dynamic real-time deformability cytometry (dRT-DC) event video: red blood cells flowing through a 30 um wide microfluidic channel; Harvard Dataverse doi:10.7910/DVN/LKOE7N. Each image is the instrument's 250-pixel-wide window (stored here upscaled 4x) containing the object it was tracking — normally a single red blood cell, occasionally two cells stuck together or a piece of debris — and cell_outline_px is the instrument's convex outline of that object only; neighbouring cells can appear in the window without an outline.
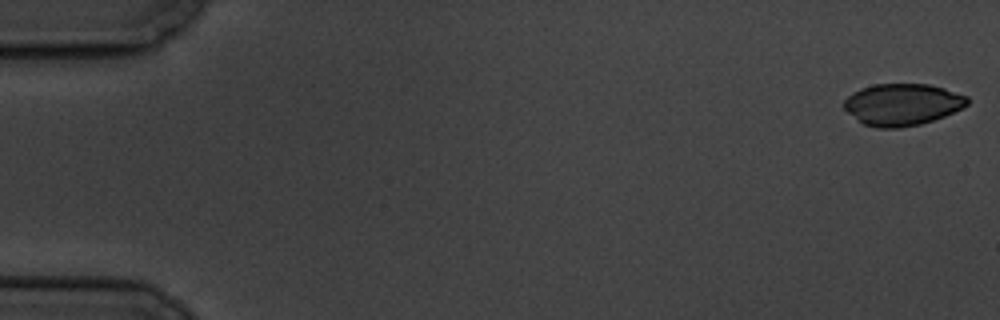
{"species": "common noctule bat (a hibernating species)", "species_latin": "Nyctalus noctula", "temperature_condition": "cold", "stored_images_in_passage": 5, "camera_frame_rate_fps": 3000, "um_per_image_px": 0.085, "animal": {"sex": "male", "body_mass_g": 19.5, "forearm_length_mm": 54.6}, "frame": {"image": 1, "passage_image": 1, "time_ms": 0.0, "image_size_px": [1000, 320], "cell_outline_px": [[968, 104], [964, 108], [944, 116], [920, 124], [900, 128], [876, 128], [864, 124], [856, 120], [844, 108], [844, 100], [852, 92], [860, 88], [876, 84], [928, 84], [944, 88], [968, 96]], "centroid_in_image_um": [76.69, 8.88], "position_along_channel_um": 8.3, "area_um2": 30.17}}